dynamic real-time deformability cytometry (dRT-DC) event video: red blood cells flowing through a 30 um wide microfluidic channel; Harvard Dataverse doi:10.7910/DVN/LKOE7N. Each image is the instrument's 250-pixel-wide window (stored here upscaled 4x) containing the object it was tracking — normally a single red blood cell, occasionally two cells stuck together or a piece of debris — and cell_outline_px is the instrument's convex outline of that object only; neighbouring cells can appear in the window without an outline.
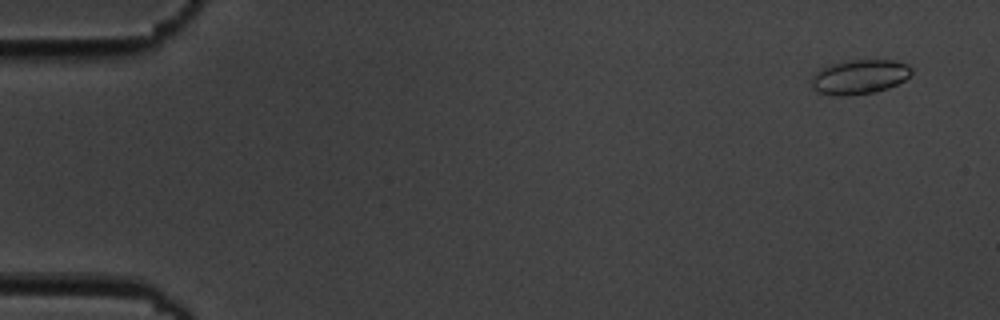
{"species": "common noctule bat (a hibernating species)", "species_latin": "Nyctalus noctula", "temperature_condition": "cold", "stored_images_in_passage": 5, "camera_frame_rate_fps": 3000, "um_per_image_px": 0.085, "animal": {"sex": "male", "body_mass_g": 19.5, "forearm_length_mm": 54.6}, "frame": {"image": 1, "passage_image": 2, "time_ms": 1.0, "image_size_px": [1000, 320], "cell_outline_px": [[912, 72], [904, 80], [888, 88], [876, 92], [844, 96], [836, 96], [816, 92], [812, 88], [812, 76], [816, 72], [828, 64], [856, 60], [896, 60], [908, 64], [912, 68]], "centroid_in_image_um": [73.05, 6.54], "position_along_channel_um": 12.0, "area_um2": 20.17}}
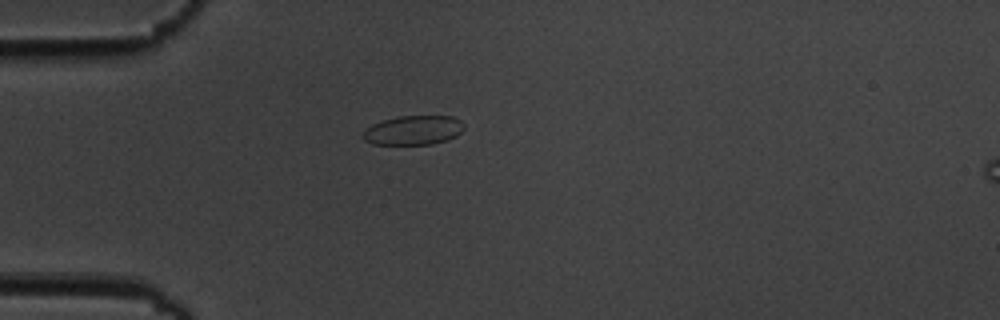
{"frame": {"image": 2, "passage_image": 5, "time_ms": 5.333, "image_size_px": [1000, 320], "cell_outline_px": [[464, 128], [456, 136], [448, 140], [432, 144], [372, 144], [364, 140], [360, 136], [372, 124], [396, 116], [452, 116], [460, 120], [464, 124]], "centroid_in_image_um": [35.14, 11.07], "position_along_channel_um": 49.9, "area_um2": 17.28}}